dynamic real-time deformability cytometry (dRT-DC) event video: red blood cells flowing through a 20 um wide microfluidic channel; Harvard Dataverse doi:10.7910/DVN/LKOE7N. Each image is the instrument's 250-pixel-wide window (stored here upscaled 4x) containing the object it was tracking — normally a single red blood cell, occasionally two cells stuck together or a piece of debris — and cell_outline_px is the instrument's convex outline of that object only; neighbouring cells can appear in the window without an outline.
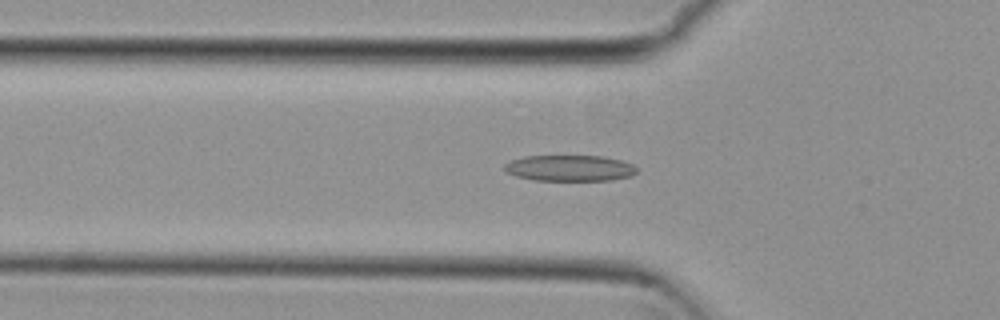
{"species": "common noctule bat (a hibernating species)", "species_latin": "Nyctalus noctula", "temperature_condition": "cold", "stored_images_in_passage": 48, "camera_frame_rate_fps": 3000, "um_per_image_px": 0.085, "animal": {"sex": "female", "body_mass_g": 29.2, "forearm_length_mm": 56.3}, "frame": {"image": 1, "passage_image": 11, "time_ms": 3.333, "image_size_px": [1000, 320], "cell_outline_px": [[636, 172], [632, 176], [612, 180], [532, 180], [516, 176], [504, 172], [504, 164], [512, 160], [524, 156], [600, 156], [620, 160], [632, 164], [636, 168]], "centroid_in_image_um": [48.39, 14.29], "position_along_channel_um": 77.4, "area_um2": 20.06}}
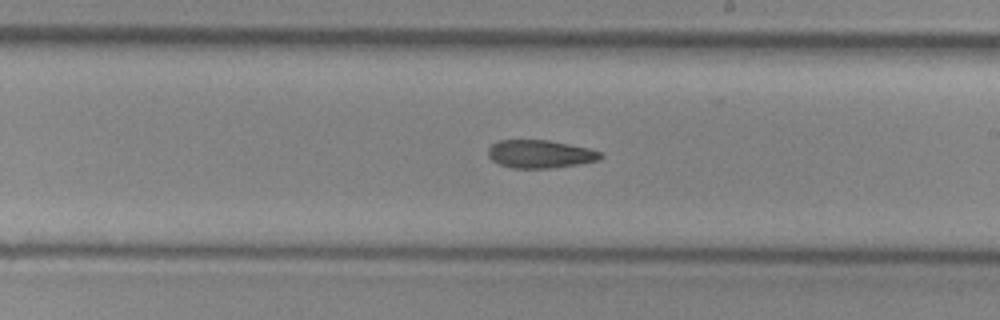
{"frame": {"image": 2, "passage_image": 24, "time_ms": 7.667, "image_size_px": [1000, 320], "cell_outline_px": [[604, 156], [600, 160], [556, 168], [512, 168], [500, 164], [492, 160], [488, 156], [488, 148], [492, 144], [500, 140], [548, 140], [588, 148], [600, 152]], "centroid_in_image_um": [45.91, 13.1], "position_along_channel_um": 243.1, "area_um2": 18.38}}
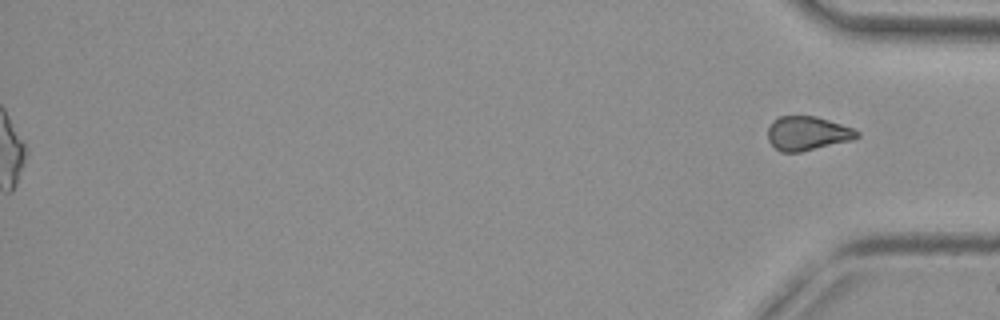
{"frame": {"image": 3, "passage_image": 48, "time_ms": 15.667, "image_size_px": [1000, 320], "cell_outline_px": [[860, 136], [852, 140], [800, 152], [780, 152], [768, 140], [768, 128], [780, 116], [816, 116], [852, 128], [860, 132]], "centroid_in_image_um": [68.65, 11.34], "position_along_channel_um": 366.6, "area_um2": 17.46}, "authors_computed_cell_mechanics": {"area_um2": 19.074, "velocity_mm_per_s": 3.8192, "shape_relaxation_time_tau1_ms": null, "shape_relaxation_time_tau2_ms": 6.86, "deformation_change_tau1": null, "deformation_change_tau2": 0.1603}}